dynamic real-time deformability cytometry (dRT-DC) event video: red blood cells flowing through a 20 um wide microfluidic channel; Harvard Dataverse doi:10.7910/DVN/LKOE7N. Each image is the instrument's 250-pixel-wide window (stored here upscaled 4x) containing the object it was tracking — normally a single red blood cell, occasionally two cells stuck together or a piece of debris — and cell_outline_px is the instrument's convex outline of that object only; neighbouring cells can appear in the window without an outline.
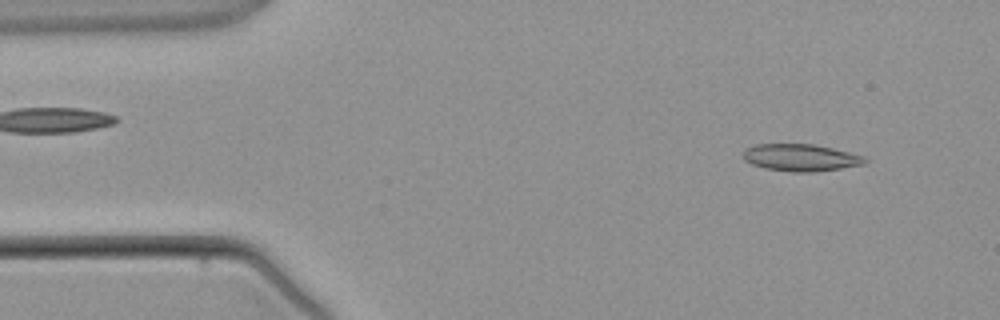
{"species": "common noctule bat (a hibernating species)", "species_latin": "Nyctalus noctula", "temperature_condition": "warm", "stored_images_in_passage": 3, "camera_frame_rate_fps": 3000, "um_per_image_px": 0.085, "animal": {"sex": "male", "body_mass_g": 21.5, "forearm_length_mm": 52.0}, "frame": {"image": 1, "passage_image": 1, "time_ms": 0.0, "image_size_px": [1000, 320], "cell_outline_px": [[868, 160], [864, 164], [816, 172], [792, 172], [764, 168], [752, 164], [744, 160], [744, 148], [752, 144], [812, 144], [832, 148], [864, 156]], "centroid_in_image_um": [68.03, 13.39], "position_along_channel_um": 17.0, "area_um2": 19.25}}
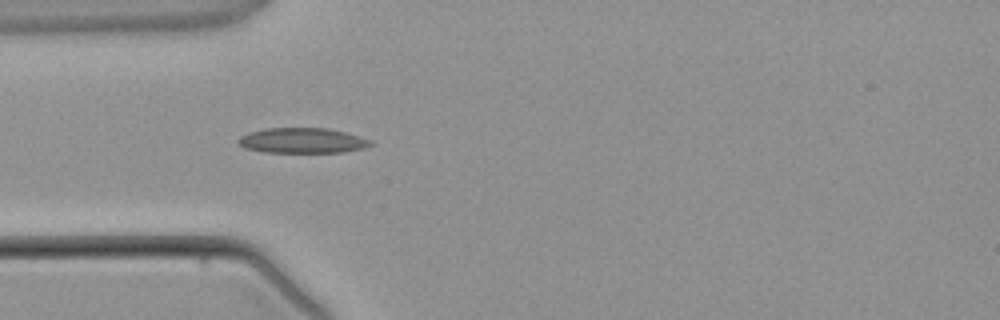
{"frame": {"image": 2, "passage_image": 3, "time_ms": 2.667, "image_size_px": [1000, 320], "cell_outline_px": [[376, 144], [364, 148], [344, 152], [264, 152], [244, 148], [236, 140], [240, 136], [248, 132], [268, 128], [328, 128], [344, 132], [372, 140]], "centroid_in_image_um": [25.71, 11.95], "position_along_channel_um": 59.3, "area_um2": 19.54}}